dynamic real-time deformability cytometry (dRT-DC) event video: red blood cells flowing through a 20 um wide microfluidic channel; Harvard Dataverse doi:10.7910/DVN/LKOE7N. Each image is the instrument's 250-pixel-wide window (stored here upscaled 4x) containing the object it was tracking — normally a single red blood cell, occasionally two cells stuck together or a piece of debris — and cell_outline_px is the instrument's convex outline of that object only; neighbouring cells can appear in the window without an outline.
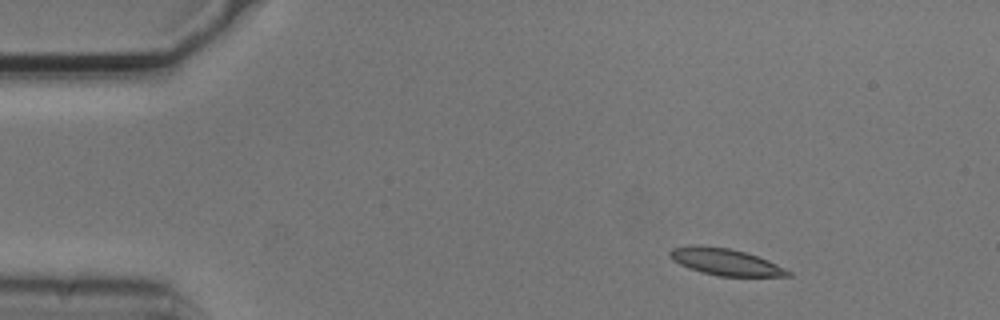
{"species": "common noctule bat (a hibernating species)", "species_latin": "Nyctalus noctula", "temperature_condition": "cold", "stored_images_in_passage": 4, "camera_frame_rate_fps": 3000, "um_per_image_px": 0.085, "animal": {"sex": "male", "body_mass_g": 20.5, "forearm_length_mm": 52.5}, "frame": {"image": 1, "passage_image": 1, "time_ms": 0.0, "image_size_px": [1000, 320], "cell_outline_px": [[792, 276], [720, 276], [700, 272], [688, 268], [672, 260], [668, 252], [672, 248], [692, 244], [700, 244], [728, 248], [744, 252], [768, 260], [792, 272]], "centroid_in_image_um": [61.61, 22.25], "position_along_channel_um": 23.4, "area_um2": 18.44}}
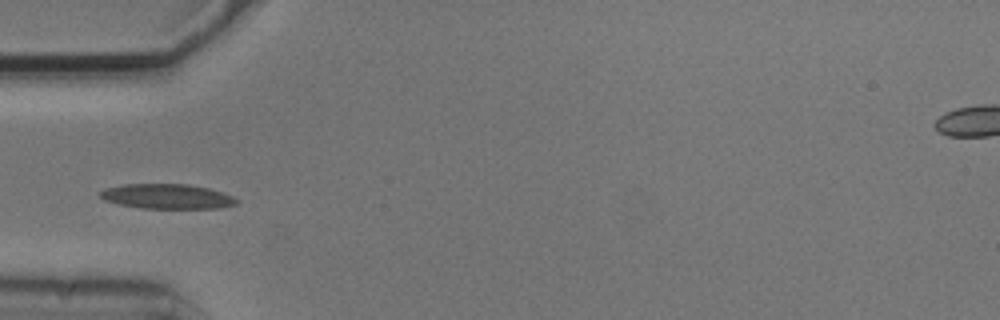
{"frame": {"image": 2, "passage_image": 3, "time_ms": 0.667, "image_size_px": [1000, 320], "cell_outline_px": [[240, 200], [236, 204], [220, 208], [140, 208], [120, 204], [104, 200], [100, 196], [100, 192], [104, 188], [124, 184], [188, 184], [208, 188], [224, 192]], "centroid_in_image_um": [14.22, 16.69], "position_along_channel_um": 70.8, "area_um2": 19.77}}